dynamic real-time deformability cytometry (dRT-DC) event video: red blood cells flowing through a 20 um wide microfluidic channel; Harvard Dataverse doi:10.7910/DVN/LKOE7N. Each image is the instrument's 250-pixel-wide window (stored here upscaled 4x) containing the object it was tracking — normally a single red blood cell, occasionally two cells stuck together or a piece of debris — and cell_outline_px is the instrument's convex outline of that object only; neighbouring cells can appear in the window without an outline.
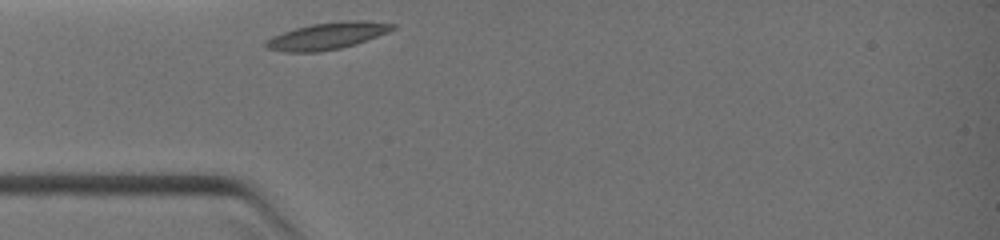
{"species": "common noctule bat (a hibernating species)", "species_latin": "Nyctalus noctula", "temperature_condition": "warm", "stored_images_in_passage": 1, "camera_frame_rate_fps": 3000, "um_per_image_px": 0.085, "animal": {"sex": "female", "body_mass_g": 19.0, "forearm_length_mm": 51.5}, "frame": {"image": 1, "passage_image": 1, "time_ms": 0.0, "image_size_px": [1000, 240], "cell_outline_px": [[396, 28], [388, 32], [356, 44], [340, 48], [320, 52], [284, 52], [268, 48], [264, 44], [264, 40], [272, 36], [296, 28], [312, 24], [348, 20], [360, 20], [396, 24]], "centroid_in_image_um": [27.81, 3.06], "position_along_channel_um": 57.2, "area_um2": 19.77}}